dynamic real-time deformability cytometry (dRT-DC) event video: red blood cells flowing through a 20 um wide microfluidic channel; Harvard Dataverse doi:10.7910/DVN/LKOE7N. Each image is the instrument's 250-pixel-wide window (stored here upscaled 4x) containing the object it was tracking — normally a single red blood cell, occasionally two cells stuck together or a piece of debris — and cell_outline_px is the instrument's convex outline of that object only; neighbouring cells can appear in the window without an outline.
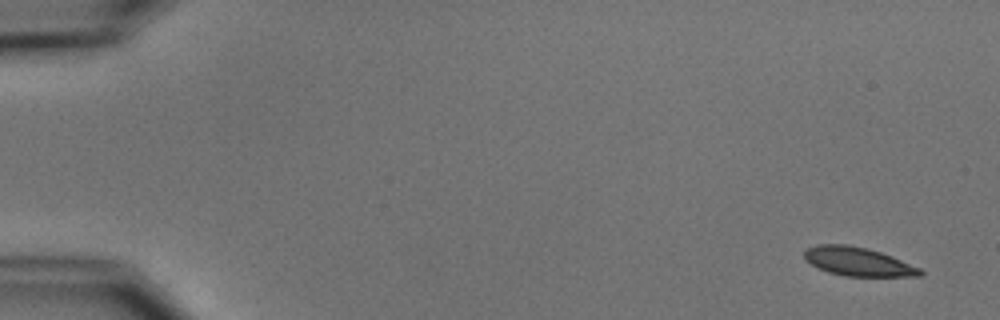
{"species": "common noctule bat (a hibernating species)", "species_latin": "Nyctalus noctula", "temperature_condition": "cold", "stored_images_in_passage": 4, "camera_frame_rate_fps": 3000, "um_per_image_px": 0.085, "animal": {"sex": "male", "body_mass_g": 15.6}, "frame": {"image": 1, "passage_image": 1, "time_ms": 0.0, "image_size_px": [1000, 320], "cell_outline_px": [[924, 276], [844, 276], [828, 272], [804, 260], [804, 248], [816, 244], [848, 244], [868, 248], [892, 256], [920, 268], [924, 272]], "centroid_in_image_um": [72.91, 22.22], "position_along_channel_um": 12.1, "area_um2": 19.54}}
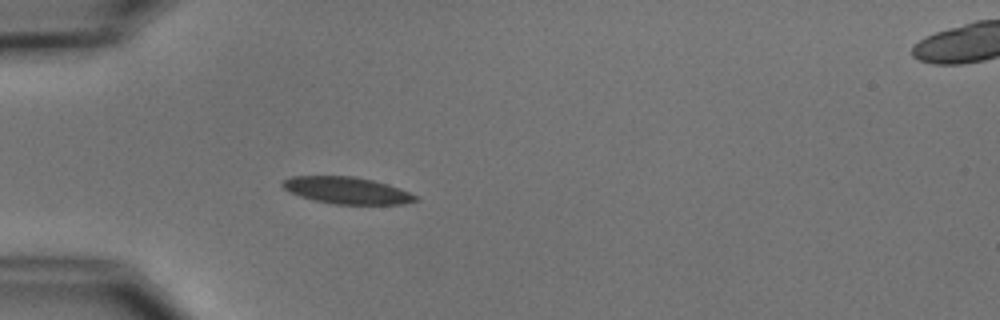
{"frame": {"image": 2, "passage_image": 4, "time_ms": 4.667, "image_size_px": [1000, 320], "cell_outline_px": [[420, 200], [404, 204], [332, 204], [300, 196], [284, 188], [280, 184], [280, 180], [292, 176], [352, 176], [372, 180], [388, 184], [400, 188], [420, 196]], "centroid_in_image_um": [29.53, 16.18], "position_along_channel_um": 55.5, "area_um2": 20.92}}